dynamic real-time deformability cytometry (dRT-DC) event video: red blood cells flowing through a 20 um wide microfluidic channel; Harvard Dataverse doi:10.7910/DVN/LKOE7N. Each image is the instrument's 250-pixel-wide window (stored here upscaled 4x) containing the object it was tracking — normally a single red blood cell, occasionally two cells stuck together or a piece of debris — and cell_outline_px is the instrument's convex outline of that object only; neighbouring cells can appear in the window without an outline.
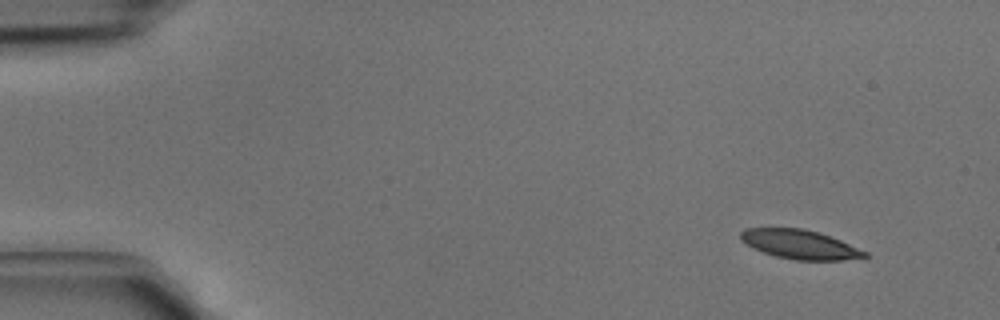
{"species": "common noctule bat (a hibernating species)", "species_latin": "Nyctalus noctula", "temperature_condition": "cold", "stored_images_in_passage": 4, "camera_frame_rate_fps": 3000, "um_per_image_px": 0.085, "animal": {"sex": "male", "body_mass_g": 15.6}, "frame": {"image": 1, "passage_image": 1, "time_ms": 0.0, "image_size_px": [1000, 320], "cell_outline_px": [[868, 256], [864, 260], [796, 260], [776, 256], [752, 248], [740, 240], [740, 232], [744, 228], [804, 228], [840, 240], [868, 252]], "centroid_in_image_um": [68.02, 20.79], "position_along_channel_um": 17.0, "area_um2": 21.21}}
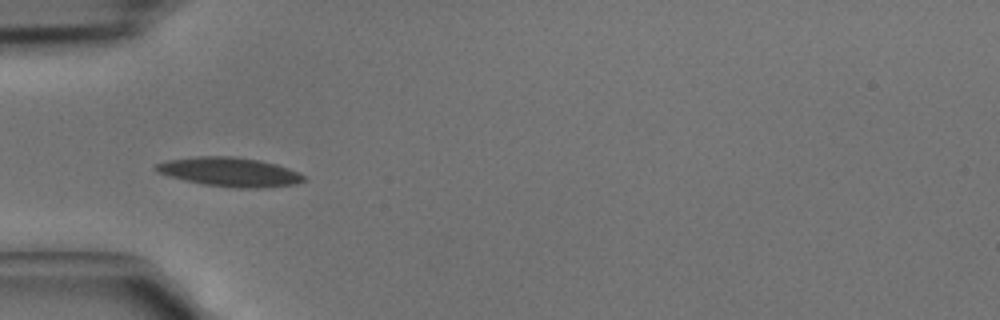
{"frame": {"image": 2, "passage_image": 4, "time_ms": 1.0, "image_size_px": [1000, 320], "cell_outline_px": [[304, 180], [296, 184], [264, 188], [236, 188], [204, 184], [184, 180], [168, 176], [156, 172], [152, 168], [156, 164], [168, 160], [196, 156], [232, 156], [260, 160], [276, 164], [288, 168], [304, 176]], "centroid_in_image_um": [19.48, 14.61], "position_along_channel_um": 65.5, "area_um2": 25.09}}